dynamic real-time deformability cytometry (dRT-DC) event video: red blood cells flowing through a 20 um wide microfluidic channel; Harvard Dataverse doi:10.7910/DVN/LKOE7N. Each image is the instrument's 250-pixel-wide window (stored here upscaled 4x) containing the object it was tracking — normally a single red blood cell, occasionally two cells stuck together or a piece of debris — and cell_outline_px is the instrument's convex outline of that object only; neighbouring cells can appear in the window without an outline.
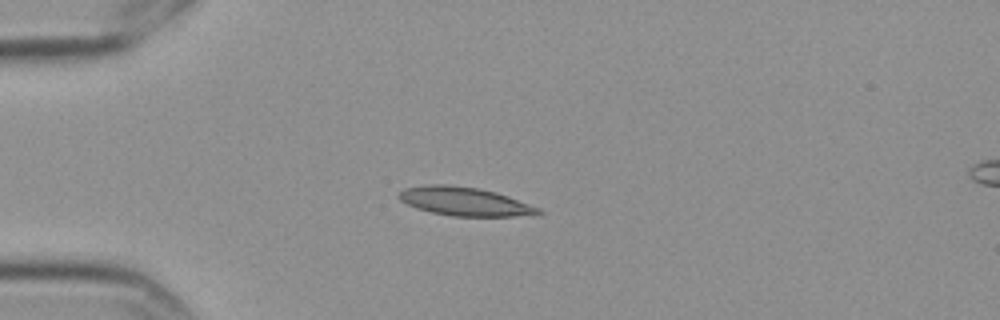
{"species": "Egyptian fruit bat (a non-hibernating species)", "species_latin": "Rousettus aegyptiacus", "temperature_condition": "cold", "stored_images_in_passage": 3, "camera_frame_rate_fps": 3000, "um_per_image_px": 0.085, "frame": {"image": 1, "passage_image": 1, "time_ms": 0.0, "image_size_px": [1000, 320], "cell_outline_px": [[544, 212], [536, 216], [452, 216], [432, 212], [416, 208], [400, 200], [396, 196], [396, 192], [404, 188], [424, 184], [448, 184], [476, 188], [496, 192], [508, 196], [540, 208]], "centroid_in_image_um": [39.49, 17.12], "position_along_channel_um": 45.5, "area_um2": 23.52}}
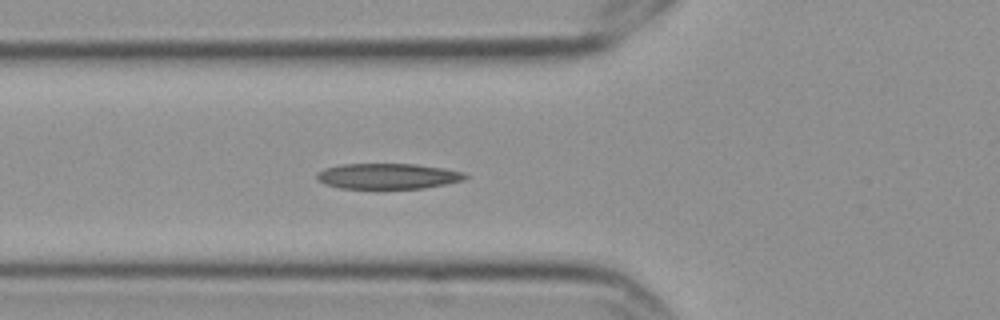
{"frame": {"image": 2, "passage_image": 3, "time_ms": 0.667, "image_size_px": [1000, 320], "cell_outline_px": [[468, 176], [464, 180], [424, 188], [340, 188], [324, 184], [316, 180], [316, 172], [324, 168], [340, 164], [416, 164], [444, 168], [464, 172]], "centroid_in_image_um": [32.92, 14.96], "position_along_channel_um": 92.9, "area_um2": 22.2}}